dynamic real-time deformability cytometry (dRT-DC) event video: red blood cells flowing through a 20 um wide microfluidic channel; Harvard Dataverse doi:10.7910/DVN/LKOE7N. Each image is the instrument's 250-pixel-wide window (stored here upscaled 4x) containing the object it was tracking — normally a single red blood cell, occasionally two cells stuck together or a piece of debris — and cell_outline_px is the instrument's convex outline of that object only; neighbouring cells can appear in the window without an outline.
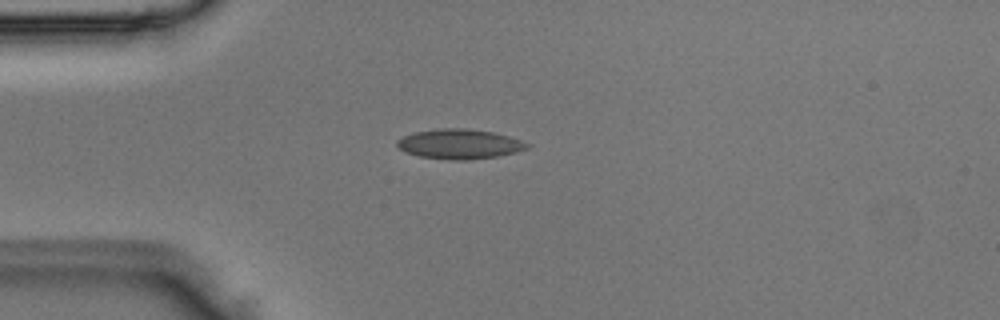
{"species": "Egyptian fruit bat (a non-hibernating species)", "species_latin": "Rousettus aegyptiacus", "temperature_condition": "room temperature", "stored_images_in_passage": 3, "camera_frame_rate_fps": 3000, "um_per_image_px": 0.085, "animal": {"sex": "male"}, "frame": {"image": 1, "passage_image": 2, "time_ms": 0.333, "image_size_px": [1000, 320], "cell_outline_px": [[532, 144], [528, 148], [516, 152], [496, 156], [468, 160], [452, 160], [420, 156], [404, 152], [396, 144], [396, 140], [412, 132], [440, 128], [468, 128], [492, 132], [508, 136]], "centroid_in_image_um": [39.05, 12.23], "position_along_channel_um": 46.0, "area_um2": 22.6}}